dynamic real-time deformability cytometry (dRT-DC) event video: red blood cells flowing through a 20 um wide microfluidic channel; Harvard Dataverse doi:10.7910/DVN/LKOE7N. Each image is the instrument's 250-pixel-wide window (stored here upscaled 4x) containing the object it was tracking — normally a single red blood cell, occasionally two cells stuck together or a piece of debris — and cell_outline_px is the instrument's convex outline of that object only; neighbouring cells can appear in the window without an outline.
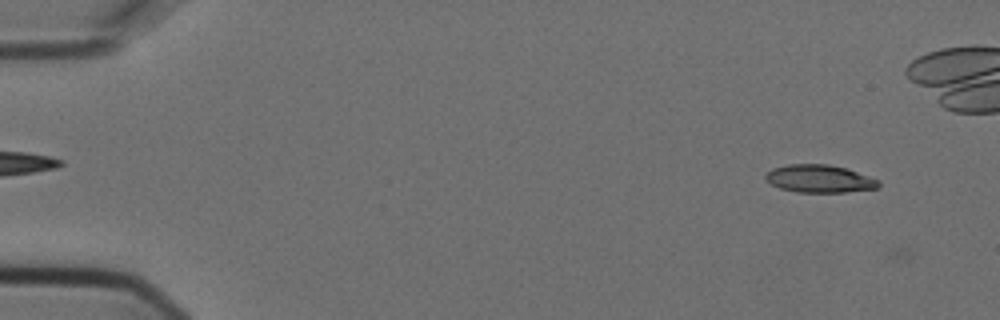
{"species": "Egyptian fruit bat (a non-hibernating species)", "species_latin": "Rousettus aegyptiacus", "temperature_condition": "cold", "stored_images_in_passage": 2, "camera_frame_rate_fps": 3000, "um_per_image_px": 0.085, "animal": {"sex": "female"}, "frame": {"image": 1, "passage_image": 1, "time_ms": 0.0, "image_size_px": [1000, 320], "cell_outline_px": [[880, 184], [876, 188], [844, 192], [796, 192], [780, 188], [772, 184], [764, 176], [772, 168], [788, 164], [828, 164], [844, 168], [880, 180]], "centroid_in_image_um": [69.64, 15.19], "position_along_channel_um": 15.4, "area_um2": 18.03}}